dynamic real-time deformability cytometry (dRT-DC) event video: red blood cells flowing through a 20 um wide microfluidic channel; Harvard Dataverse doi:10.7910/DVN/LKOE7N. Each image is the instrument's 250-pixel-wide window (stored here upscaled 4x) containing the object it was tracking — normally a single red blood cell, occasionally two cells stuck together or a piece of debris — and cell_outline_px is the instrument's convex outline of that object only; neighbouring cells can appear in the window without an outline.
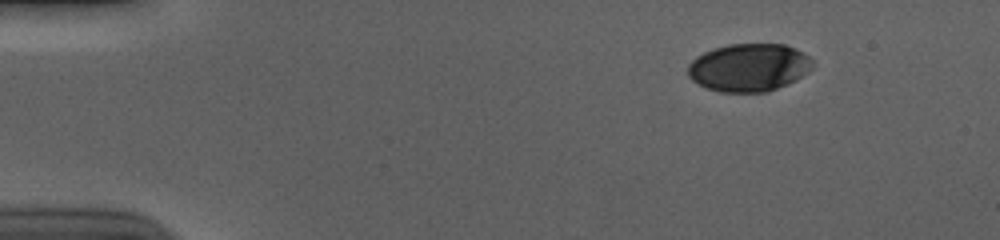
{"species": "human", "species_latin": "Homo sapiens", "temperature_condition": "cold", "stored_images_in_passage": 50, "camera_frame_rate_fps": 3000, "um_per_image_px": 0.085, "donor": {"sex": "male"}, "frame": {"image": 1, "passage_image": 1, "time_ms": 0.0, "image_size_px": [1000, 240], "cell_outline_px": [[812, 68], [808, 72], [796, 80], [788, 84], [768, 92], [720, 92], [708, 88], [692, 80], [688, 76], [688, 64], [696, 56], [712, 48], [728, 44], [784, 44], [796, 48], [808, 56], [812, 60]], "centroid_in_image_um": [63.66, 5.73], "position_along_channel_um": 21.3, "area_um2": 34.97}}
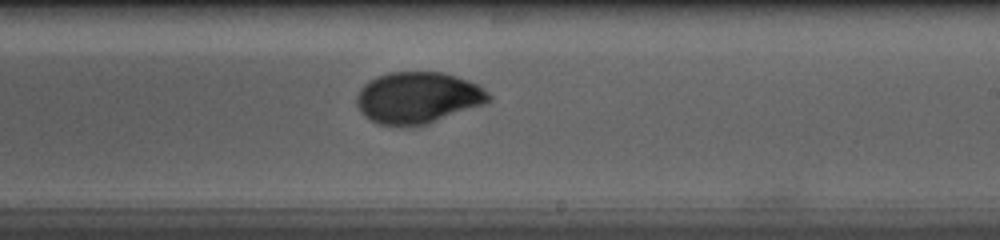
{"frame": {"image": 2, "passage_image": 28, "time_ms": 9.0, "image_size_px": [1000, 240], "cell_outline_px": [[492, 96], [484, 104], [428, 124], [404, 128], [380, 124], [364, 116], [360, 112], [356, 104], [356, 96], [360, 88], [364, 84], [380, 76], [392, 72], [444, 72], [468, 80], [484, 88]], "centroid_in_image_um": [35.51, 8.33], "position_along_channel_um": 253.5, "area_um2": 39.82}}
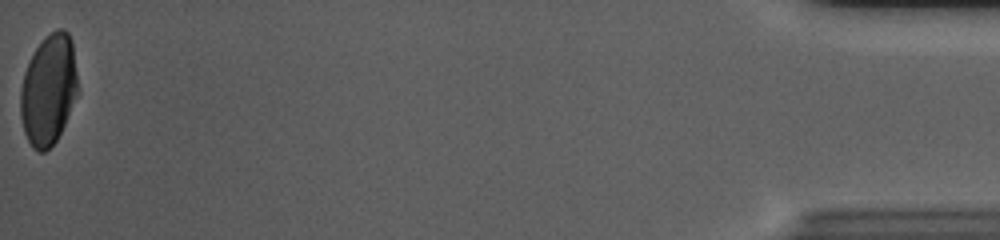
{"frame": {"image": 3, "passage_image": 50, "time_ms": 16.333, "image_size_px": [1000, 240], "cell_outline_px": [[80, 92], [56, 140], [44, 152], [40, 152], [32, 148], [24, 132], [20, 116], [20, 88], [24, 72], [36, 48], [44, 36], [56, 28], [64, 28], [68, 32], [72, 40]], "centroid_in_image_um": [4.15, 7.6], "position_along_channel_um": 431.1, "area_um2": 37.45}, "authors_computed_cell_mechanics": {"area_um2": 38.4081, "velocity_mm_per_s": 3.7133, "shape_relaxation_time_tau1_ms": 6.042, "shape_relaxation_time_tau2_ms": null, "deformation_change_tau1": 0.1756, "deformation_change_tau2": null}}